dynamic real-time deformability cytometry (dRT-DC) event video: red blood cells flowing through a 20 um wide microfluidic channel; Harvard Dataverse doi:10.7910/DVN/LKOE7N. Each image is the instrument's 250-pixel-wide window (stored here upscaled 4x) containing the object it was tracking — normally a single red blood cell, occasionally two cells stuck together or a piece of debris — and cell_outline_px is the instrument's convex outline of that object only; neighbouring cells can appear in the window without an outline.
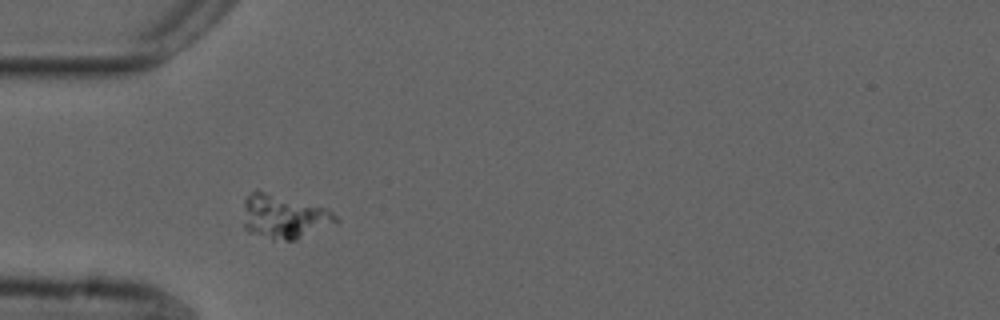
{"species": "common noctule bat (a hibernating species)", "species_latin": "Nyctalus noctula", "temperature_condition": "cold", "stored_images_in_passage": 45, "camera_frame_rate_fps": 3000, "um_per_image_px": 0.085, "animal": {"sex": "male", "forearm_length_mm": 52.5}, "frame": {"image": 1, "passage_image": 6, "time_ms": 1.667, "image_size_px": [1000, 320], "cell_outline_px": [[340, 220], [296, 240], [272, 240], [248, 232], [244, 228], [244, 200], [252, 192], [264, 192], [328, 208]], "centroid_in_image_um": [24.12, 18.44], "position_along_channel_um": 60.9, "area_um2": 23.29}}
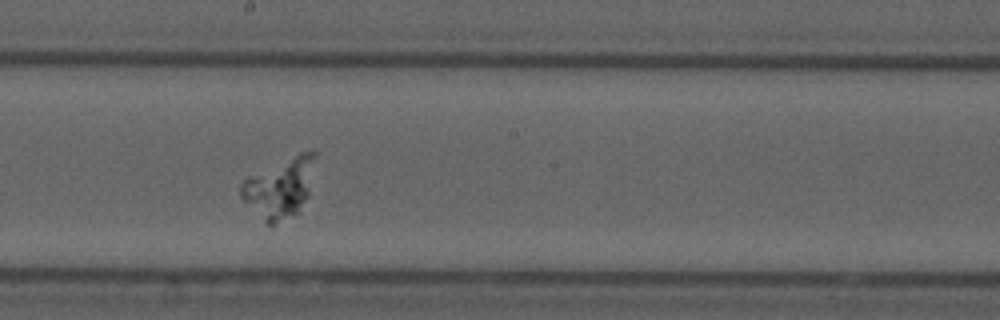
{"frame": {"image": 2, "passage_image": 20, "time_ms": 6.333, "image_size_px": [1000, 320], "cell_outline_px": [[316, 156], [308, 196], [300, 212], [272, 224], [268, 224], [240, 196], [240, 184], [248, 176], [300, 152], [316, 152]], "centroid_in_image_um": [23.8, 15.94], "position_along_channel_um": 224.4, "area_um2": 25.43}}
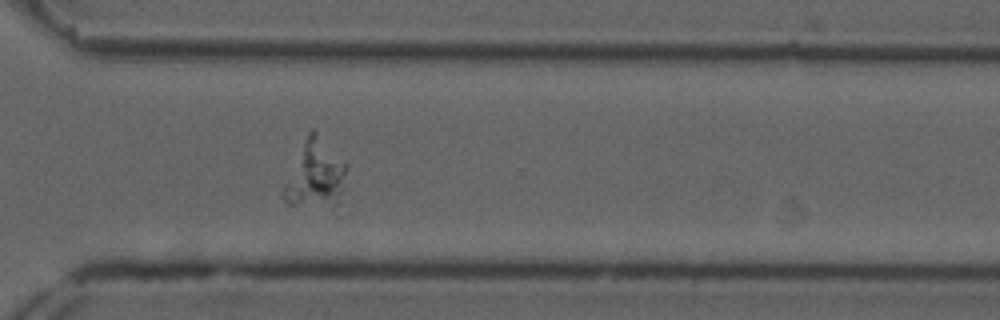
{"frame": {"image": 3, "passage_image": 30, "time_ms": 9.667, "image_size_px": [1000, 320], "cell_outline_px": [[348, 168], [340, 216], [336, 216], [288, 204], [280, 196], [280, 188], [308, 132], [312, 128], [348, 164]], "centroid_in_image_um": [26.87, 15.09], "position_along_channel_um": 343.7, "area_um2": 27.63}}